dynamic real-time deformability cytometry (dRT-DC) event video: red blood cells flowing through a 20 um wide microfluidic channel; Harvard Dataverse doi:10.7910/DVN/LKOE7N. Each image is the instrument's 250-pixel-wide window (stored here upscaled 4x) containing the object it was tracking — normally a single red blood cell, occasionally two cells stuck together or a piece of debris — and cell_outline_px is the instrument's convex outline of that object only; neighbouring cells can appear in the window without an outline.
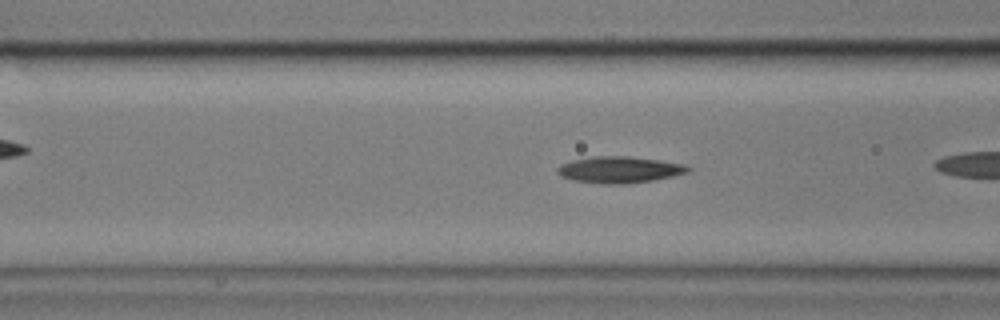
{"species": "common noctule bat (a hibernating species)", "species_latin": "Nyctalus noctula", "temperature_condition": "cold", "stored_images_in_passage": 28, "camera_frame_rate_fps": 3000, "um_per_image_px": 0.085, "animal": {"sex": "male", "body_mass_g": 17.9}, "frame": {"image": 1, "passage_image": 5, "time_ms": 1.333, "image_size_px": [1000, 320], "cell_outline_px": [[692, 168], [688, 172], [672, 176], [652, 180], [624, 184], [600, 184], [572, 180], [560, 176], [556, 172], [556, 168], [560, 164], [572, 160], [592, 156], [628, 156], [660, 160], [684, 164]], "centroid_in_image_um": [52.6, 14.42], "position_along_channel_um": 114.0, "area_um2": 20.29}}